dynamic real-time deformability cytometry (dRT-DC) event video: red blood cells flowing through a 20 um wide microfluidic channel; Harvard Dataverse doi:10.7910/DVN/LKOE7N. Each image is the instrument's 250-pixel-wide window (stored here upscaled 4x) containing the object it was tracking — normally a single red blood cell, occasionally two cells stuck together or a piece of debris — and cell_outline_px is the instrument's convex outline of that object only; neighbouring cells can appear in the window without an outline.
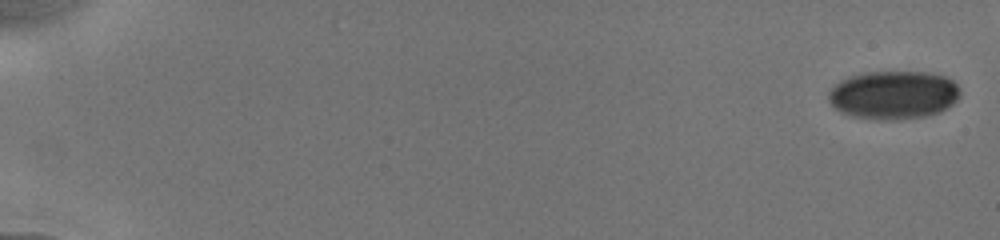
{"species": "human", "species_latin": "Homo sapiens", "temperature_condition": "cold", "stored_images_in_passage": 14, "camera_frame_rate_fps": 3000, "um_per_image_px": 0.085, "donor": {"sex": "male"}, "frame": {"image": 1, "passage_image": 1, "time_ms": 0.0, "image_size_px": [1000, 240], "cell_outline_px": [[960, 96], [952, 104], [940, 112], [924, 116], [896, 120], [880, 120], [852, 116], [840, 112], [828, 100], [828, 92], [840, 80], [848, 76], [868, 72], [932, 72], [944, 76], [952, 80], [960, 88]], "centroid_in_image_um": [75.95, 8.07], "position_along_channel_um": 9.0, "area_um2": 37.28}}
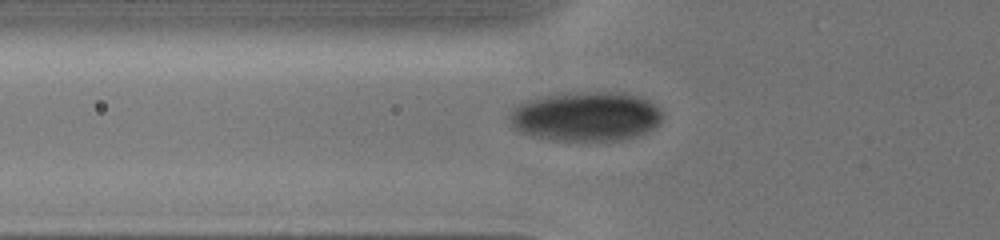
{"frame": {"image": 2, "passage_image": 12, "time_ms": 6.667, "image_size_px": [1000, 240], "cell_outline_px": [[660, 124], [648, 132], [624, 140], [552, 140], [532, 136], [520, 132], [512, 128], [508, 120], [508, 116], [512, 108], [524, 100], [536, 96], [576, 92], [616, 92], [636, 96], [648, 100], [660, 108]], "centroid_in_image_um": [49.73, 9.89], "position_along_channel_um": 76.1, "area_um2": 44.56}}